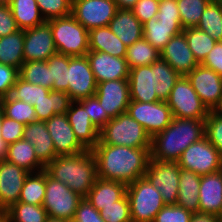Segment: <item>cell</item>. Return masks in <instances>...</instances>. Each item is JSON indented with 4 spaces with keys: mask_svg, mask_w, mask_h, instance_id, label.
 <instances>
[{
    "mask_svg": "<svg viewBox=\"0 0 222 222\" xmlns=\"http://www.w3.org/2000/svg\"><path fill=\"white\" fill-rule=\"evenodd\" d=\"M151 148H131L96 144L91 150L95 157L97 177L126 185L144 177Z\"/></svg>",
    "mask_w": 222,
    "mask_h": 222,
    "instance_id": "1",
    "label": "cell"
},
{
    "mask_svg": "<svg viewBox=\"0 0 222 222\" xmlns=\"http://www.w3.org/2000/svg\"><path fill=\"white\" fill-rule=\"evenodd\" d=\"M203 137H205V119L173 117L168 127L151 138L150 159L178 161L189 145Z\"/></svg>",
    "mask_w": 222,
    "mask_h": 222,
    "instance_id": "2",
    "label": "cell"
},
{
    "mask_svg": "<svg viewBox=\"0 0 222 222\" xmlns=\"http://www.w3.org/2000/svg\"><path fill=\"white\" fill-rule=\"evenodd\" d=\"M45 171L83 198L87 196L97 178L96 161L91 150L57 156L45 166Z\"/></svg>",
    "mask_w": 222,
    "mask_h": 222,
    "instance_id": "3",
    "label": "cell"
},
{
    "mask_svg": "<svg viewBox=\"0 0 222 222\" xmlns=\"http://www.w3.org/2000/svg\"><path fill=\"white\" fill-rule=\"evenodd\" d=\"M131 148H151V137L127 112L110 119L99 131V142Z\"/></svg>",
    "mask_w": 222,
    "mask_h": 222,
    "instance_id": "4",
    "label": "cell"
},
{
    "mask_svg": "<svg viewBox=\"0 0 222 222\" xmlns=\"http://www.w3.org/2000/svg\"><path fill=\"white\" fill-rule=\"evenodd\" d=\"M59 54L76 57L89 51V31L72 15L47 21Z\"/></svg>",
    "mask_w": 222,
    "mask_h": 222,
    "instance_id": "5",
    "label": "cell"
},
{
    "mask_svg": "<svg viewBox=\"0 0 222 222\" xmlns=\"http://www.w3.org/2000/svg\"><path fill=\"white\" fill-rule=\"evenodd\" d=\"M126 195L132 222H153L166 205L159 190L145 176L127 185Z\"/></svg>",
    "mask_w": 222,
    "mask_h": 222,
    "instance_id": "6",
    "label": "cell"
},
{
    "mask_svg": "<svg viewBox=\"0 0 222 222\" xmlns=\"http://www.w3.org/2000/svg\"><path fill=\"white\" fill-rule=\"evenodd\" d=\"M166 102L173 117L179 119H206L210 112L186 76L179 78Z\"/></svg>",
    "mask_w": 222,
    "mask_h": 222,
    "instance_id": "7",
    "label": "cell"
},
{
    "mask_svg": "<svg viewBox=\"0 0 222 222\" xmlns=\"http://www.w3.org/2000/svg\"><path fill=\"white\" fill-rule=\"evenodd\" d=\"M82 199L83 197L46 172V191L42 206L48 216L66 221L73 220Z\"/></svg>",
    "mask_w": 222,
    "mask_h": 222,
    "instance_id": "8",
    "label": "cell"
},
{
    "mask_svg": "<svg viewBox=\"0 0 222 222\" xmlns=\"http://www.w3.org/2000/svg\"><path fill=\"white\" fill-rule=\"evenodd\" d=\"M177 162L200 176L222 170V155L206 137L189 145Z\"/></svg>",
    "mask_w": 222,
    "mask_h": 222,
    "instance_id": "9",
    "label": "cell"
},
{
    "mask_svg": "<svg viewBox=\"0 0 222 222\" xmlns=\"http://www.w3.org/2000/svg\"><path fill=\"white\" fill-rule=\"evenodd\" d=\"M180 170L177 161L149 160L145 177L159 190L165 204L177 202Z\"/></svg>",
    "mask_w": 222,
    "mask_h": 222,
    "instance_id": "10",
    "label": "cell"
},
{
    "mask_svg": "<svg viewBox=\"0 0 222 222\" xmlns=\"http://www.w3.org/2000/svg\"><path fill=\"white\" fill-rule=\"evenodd\" d=\"M127 113L143 126L151 138L168 127L173 119L165 101L144 103L130 100Z\"/></svg>",
    "mask_w": 222,
    "mask_h": 222,
    "instance_id": "11",
    "label": "cell"
},
{
    "mask_svg": "<svg viewBox=\"0 0 222 222\" xmlns=\"http://www.w3.org/2000/svg\"><path fill=\"white\" fill-rule=\"evenodd\" d=\"M114 0H72V16L88 31L108 26L115 16Z\"/></svg>",
    "mask_w": 222,
    "mask_h": 222,
    "instance_id": "12",
    "label": "cell"
},
{
    "mask_svg": "<svg viewBox=\"0 0 222 222\" xmlns=\"http://www.w3.org/2000/svg\"><path fill=\"white\" fill-rule=\"evenodd\" d=\"M68 92L72 101L94 96L97 83L90 68L87 56H69Z\"/></svg>",
    "mask_w": 222,
    "mask_h": 222,
    "instance_id": "13",
    "label": "cell"
},
{
    "mask_svg": "<svg viewBox=\"0 0 222 222\" xmlns=\"http://www.w3.org/2000/svg\"><path fill=\"white\" fill-rule=\"evenodd\" d=\"M186 77L207 109L212 111L222 100L221 75L199 64Z\"/></svg>",
    "mask_w": 222,
    "mask_h": 222,
    "instance_id": "14",
    "label": "cell"
},
{
    "mask_svg": "<svg viewBox=\"0 0 222 222\" xmlns=\"http://www.w3.org/2000/svg\"><path fill=\"white\" fill-rule=\"evenodd\" d=\"M95 96L111 119L126 113L130 103L128 79L97 83Z\"/></svg>",
    "mask_w": 222,
    "mask_h": 222,
    "instance_id": "15",
    "label": "cell"
},
{
    "mask_svg": "<svg viewBox=\"0 0 222 222\" xmlns=\"http://www.w3.org/2000/svg\"><path fill=\"white\" fill-rule=\"evenodd\" d=\"M50 24H43L24 30V62L47 61L57 54Z\"/></svg>",
    "mask_w": 222,
    "mask_h": 222,
    "instance_id": "16",
    "label": "cell"
},
{
    "mask_svg": "<svg viewBox=\"0 0 222 222\" xmlns=\"http://www.w3.org/2000/svg\"><path fill=\"white\" fill-rule=\"evenodd\" d=\"M29 172L7 160L0 161V212H5L19 200Z\"/></svg>",
    "mask_w": 222,
    "mask_h": 222,
    "instance_id": "17",
    "label": "cell"
},
{
    "mask_svg": "<svg viewBox=\"0 0 222 222\" xmlns=\"http://www.w3.org/2000/svg\"><path fill=\"white\" fill-rule=\"evenodd\" d=\"M86 56L96 83L128 79L130 68L125 57H115L105 52L91 50Z\"/></svg>",
    "mask_w": 222,
    "mask_h": 222,
    "instance_id": "18",
    "label": "cell"
},
{
    "mask_svg": "<svg viewBox=\"0 0 222 222\" xmlns=\"http://www.w3.org/2000/svg\"><path fill=\"white\" fill-rule=\"evenodd\" d=\"M50 137L53 139L57 156L85 152L69 124L66 114H56L45 121Z\"/></svg>",
    "mask_w": 222,
    "mask_h": 222,
    "instance_id": "19",
    "label": "cell"
},
{
    "mask_svg": "<svg viewBox=\"0 0 222 222\" xmlns=\"http://www.w3.org/2000/svg\"><path fill=\"white\" fill-rule=\"evenodd\" d=\"M160 59L167 62L180 76H187L199 65L183 32L170 39L160 51Z\"/></svg>",
    "mask_w": 222,
    "mask_h": 222,
    "instance_id": "20",
    "label": "cell"
},
{
    "mask_svg": "<svg viewBox=\"0 0 222 222\" xmlns=\"http://www.w3.org/2000/svg\"><path fill=\"white\" fill-rule=\"evenodd\" d=\"M66 115L80 144L86 150H92L99 142V130L91 122L85 108L78 101H72Z\"/></svg>",
    "mask_w": 222,
    "mask_h": 222,
    "instance_id": "21",
    "label": "cell"
},
{
    "mask_svg": "<svg viewBox=\"0 0 222 222\" xmlns=\"http://www.w3.org/2000/svg\"><path fill=\"white\" fill-rule=\"evenodd\" d=\"M128 82L130 100L144 103L160 101L155 92L154 68L151 65L131 68Z\"/></svg>",
    "mask_w": 222,
    "mask_h": 222,
    "instance_id": "22",
    "label": "cell"
},
{
    "mask_svg": "<svg viewBox=\"0 0 222 222\" xmlns=\"http://www.w3.org/2000/svg\"><path fill=\"white\" fill-rule=\"evenodd\" d=\"M199 212L215 216L222 207V170L201 176Z\"/></svg>",
    "mask_w": 222,
    "mask_h": 222,
    "instance_id": "23",
    "label": "cell"
},
{
    "mask_svg": "<svg viewBox=\"0 0 222 222\" xmlns=\"http://www.w3.org/2000/svg\"><path fill=\"white\" fill-rule=\"evenodd\" d=\"M23 139L33 144L37 158L45 166L57 157L45 121L37 120L25 125Z\"/></svg>",
    "mask_w": 222,
    "mask_h": 222,
    "instance_id": "24",
    "label": "cell"
},
{
    "mask_svg": "<svg viewBox=\"0 0 222 222\" xmlns=\"http://www.w3.org/2000/svg\"><path fill=\"white\" fill-rule=\"evenodd\" d=\"M108 27L126 47L143 38V25L132 10L117 9Z\"/></svg>",
    "mask_w": 222,
    "mask_h": 222,
    "instance_id": "25",
    "label": "cell"
},
{
    "mask_svg": "<svg viewBox=\"0 0 222 222\" xmlns=\"http://www.w3.org/2000/svg\"><path fill=\"white\" fill-rule=\"evenodd\" d=\"M127 185L122 182L106 180L97 177L94 186L85 197L98 211L105 206L113 205L125 194Z\"/></svg>",
    "mask_w": 222,
    "mask_h": 222,
    "instance_id": "26",
    "label": "cell"
},
{
    "mask_svg": "<svg viewBox=\"0 0 222 222\" xmlns=\"http://www.w3.org/2000/svg\"><path fill=\"white\" fill-rule=\"evenodd\" d=\"M183 32L181 22H162L152 17L143 24V37L161 51L173 36Z\"/></svg>",
    "mask_w": 222,
    "mask_h": 222,
    "instance_id": "27",
    "label": "cell"
},
{
    "mask_svg": "<svg viewBox=\"0 0 222 222\" xmlns=\"http://www.w3.org/2000/svg\"><path fill=\"white\" fill-rule=\"evenodd\" d=\"M6 160L29 173L45 170V165L36 156L33 144L23 138L8 145Z\"/></svg>",
    "mask_w": 222,
    "mask_h": 222,
    "instance_id": "28",
    "label": "cell"
},
{
    "mask_svg": "<svg viewBox=\"0 0 222 222\" xmlns=\"http://www.w3.org/2000/svg\"><path fill=\"white\" fill-rule=\"evenodd\" d=\"M201 176L181 168L179 180V192L176 205L185 208L192 213H199V188Z\"/></svg>",
    "mask_w": 222,
    "mask_h": 222,
    "instance_id": "29",
    "label": "cell"
},
{
    "mask_svg": "<svg viewBox=\"0 0 222 222\" xmlns=\"http://www.w3.org/2000/svg\"><path fill=\"white\" fill-rule=\"evenodd\" d=\"M89 50L105 52L115 57H126L127 47L108 26H104L89 31Z\"/></svg>",
    "mask_w": 222,
    "mask_h": 222,
    "instance_id": "30",
    "label": "cell"
},
{
    "mask_svg": "<svg viewBox=\"0 0 222 222\" xmlns=\"http://www.w3.org/2000/svg\"><path fill=\"white\" fill-rule=\"evenodd\" d=\"M24 30L0 37V63L20 70L24 63Z\"/></svg>",
    "mask_w": 222,
    "mask_h": 222,
    "instance_id": "31",
    "label": "cell"
},
{
    "mask_svg": "<svg viewBox=\"0 0 222 222\" xmlns=\"http://www.w3.org/2000/svg\"><path fill=\"white\" fill-rule=\"evenodd\" d=\"M13 17L20 30H26L45 22L36 0H9Z\"/></svg>",
    "mask_w": 222,
    "mask_h": 222,
    "instance_id": "32",
    "label": "cell"
},
{
    "mask_svg": "<svg viewBox=\"0 0 222 222\" xmlns=\"http://www.w3.org/2000/svg\"><path fill=\"white\" fill-rule=\"evenodd\" d=\"M72 100L64 91L51 90L41 101L34 103L38 121H47L56 114H66Z\"/></svg>",
    "mask_w": 222,
    "mask_h": 222,
    "instance_id": "33",
    "label": "cell"
},
{
    "mask_svg": "<svg viewBox=\"0 0 222 222\" xmlns=\"http://www.w3.org/2000/svg\"><path fill=\"white\" fill-rule=\"evenodd\" d=\"M154 68L155 92L160 101H167L171 90L181 77L167 62L159 59L151 64Z\"/></svg>",
    "mask_w": 222,
    "mask_h": 222,
    "instance_id": "34",
    "label": "cell"
},
{
    "mask_svg": "<svg viewBox=\"0 0 222 222\" xmlns=\"http://www.w3.org/2000/svg\"><path fill=\"white\" fill-rule=\"evenodd\" d=\"M46 191V171L29 173L26 177L18 202L43 205Z\"/></svg>",
    "mask_w": 222,
    "mask_h": 222,
    "instance_id": "35",
    "label": "cell"
},
{
    "mask_svg": "<svg viewBox=\"0 0 222 222\" xmlns=\"http://www.w3.org/2000/svg\"><path fill=\"white\" fill-rule=\"evenodd\" d=\"M129 68L151 65L160 59V51L154 48L144 37L127 47L125 57Z\"/></svg>",
    "mask_w": 222,
    "mask_h": 222,
    "instance_id": "36",
    "label": "cell"
},
{
    "mask_svg": "<svg viewBox=\"0 0 222 222\" xmlns=\"http://www.w3.org/2000/svg\"><path fill=\"white\" fill-rule=\"evenodd\" d=\"M19 77L25 82L41 85L52 90L54 81H51V70L47 61H28L21 65Z\"/></svg>",
    "mask_w": 222,
    "mask_h": 222,
    "instance_id": "37",
    "label": "cell"
},
{
    "mask_svg": "<svg viewBox=\"0 0 222 222\" xmlns=\"http://www.w3.org/2000/svg\"><path fill=\"white\" fill-rule=\"evenodd\" d=\"M4 116L24 125L37 121L35 109L31 104L12 98L10 95L0 98Z\"/></svg>",
    "mask_w": 222,
    "mask_h": 222,
    "instance_id": "38",
    "label": "cell"
},
{
    "mask_svg": "<svg viewBox=\"0 0 222 222\" xmlns=\"http://www.w3.org/2000/svg\"><path fill=\"white\" fill-rule=\"evenodd\" d=\"M183 33L194 57L201 64L217 41L197 27L183 29Z\"/></svg>",
    "mask_w": 222,
    "mask_h": 222,
    "instance_id": "39",
    "label": "cell"
},
{
    "mask_svg": "<svg viewBox=\"0 0 222 222\" xmlns=\"http://www.w3.org/2000/svg\"><path fill=\"white\" fill-rule=\"evenodd\" d=\"M8 222H45L48 214L42 205L22 202L13 204L5 211Z\"/></svg>",
    "mask_w": 222,
    "mask_h": 222,
    "instance_id": "40",
    "label": "cell"
},
{
    "mask_svg": "<svg viewBox=\"0 0 222 222\" xmlns=\"http://www.w3.org/2000/svg\"><path fill=\"white\" fill-rule=\"evenodd\" d=\"M222 4L209 2L197 28L206 32L216 41H222Z\"/></svg>",
    "mask_w": 222,
    "mask_h": 222,
    "instance_id": "41",
    "label": "cell"
},
{
    "mask_svg": "<svg viewBox=\"0 0 222 222\" xmlns=\"http://www.w3.org/2000/svg\"><path fill=\"white\" fill-rule=\"evenodd\" d=\"M183 29L197 27L209 0H176Z\"/></svg>",
    "mask_w": 222,
    "mask_h": 222,
    "instance_id": "42",
    "label": "cell"
},
{
    "mask_svg": "<svg viewBox=\"0 0 222 222\" xmlns=\"http://www.w3.org/2000/svg\"><path fill=\"white\" fill-rule=\"evenodd\" d=\"M47 64L51 70V81H54L52 90L67 93L69 56L57 53L48 58Z\"/></svg>",
    "mask_w": 222,
    "mask_h": 222,
    "instance_id": "43",
    "label": "cell"
},
{
    "mask_svg": "<svg viewBox=\"0 0 222 222\" xmlns=\"http://www.w3.org/2000/svg\"><path fill=\"white\" fill-rule=\"evenodd\" d=\"M51 90L44 88L41 85H35L25 82L20 77L17 78L15 85L12 88L10 96L17 100H22L28 104L34 106L44 99L45 96L49 94Z\"/></svg>",
    "mask_w": 222,
    "mask_h": 222,
    "instance_id": "44",
    "label": "cell"
},
{
    "mask_svg": "<svg viewBox=\"0 0 222 222\" xmlns=\"http://www.w3.org/2000/svg\"><path fill=\"white\" fill-rule=\"evenodd\" d=\"M45 21L72 14V0H36Z\"/></svg>",
    "mask_w": 222,
    "mask_h": 222,
    "instance_id": "45",
    "label": "cell"
},
{
    "mask_svg": "<svg viewBox=\"0 0 222 222\" xmlns=\"http://www.w3.org/2000/svg\"><path fill=\"white\" fill-rule=\"evenodd\" d=\"M99 213L105 222H132L130 203L126 194L113 205L105 206Z\"/></svg>",
    "mask_w": 222,
    "mask_h": 222,
    "instance_id": "46",
    "label": "cell"
},
{
    "mask_svg": "<svg viewBox=\"0 0 222 222\" xmlns=\"http://www.w3.org/2000/svg\"><path fill=\"white\" fill-rule=\"evenodd\" d=\"M78 102L85 108L87 114L90 116L91 122L99 131L111 119L108 116L107 112L103 110L101 104L99 103L95 95L81 99Z\"/></svg>",
    "mask_w": 222,
    "mask_h": 222,
    "instance_id": "47",
    "label": "cell"
},
{
    "mask_svg": "<svg viewBox=\"0 0 222 222\" xmlns=\"http://www.w3.org/2000/svg\"><path fill=\"white\" fill-rule=\"evenodd\" d=\"M192 212L176 204H166L153 222H190Z\"/></svg>",
    "mask_w": 222,
    "mask_h": 222,
    "instance_id": "48",
    "label": "cell"
},
{
    "mask_svg": "<svg viewBox=\"0 0 222 222\" xmlns=\"http://www.w3.org/2000/svg\"><path fill=\"white\" fill-rule=\"evenodd\" d=\"M205 137L222 155V118L216 116L212 111L205 119Z\"/></svg>",
    "mask_w": 222,
    "mask_h": 222,
    "instance_id": "49",
    "label": "cell"
},
{
    "mask_svg": "<svg viewBox=\"0 0 222 222\" xmlns=\"http://www.w3.org/2000/svg\"><path fill=\"white\" fill-rule=\"evenodd\" d=\"M25 125L2 115V139L9 145L23 138Z\"/></svg>",
    "mask_w": 222,
    "mask_h": 222,
    "instance_id": "50",
    "label": "cell"
},
{
    "mask_svg": "<svg viewBox=\"0 0 222 222\" xmlns=\"http://www.w3.org/2000/svg\"><path fill=\"white\" fill-rule=\"evenodd\" d=\"M19 77V70L15 67L0 63V98L9 96Z\"/></svg>",
    "mask_w": 222,
    "mask_h": 222,
    "instance_id": "51",
    "label": "cell"
},
{
    "mask_svg": "<svg viewBox=\"0 0 222 222\" xmlns=\"http://www.w3.org/2000/svg\"><path fill=\"white\" fill-rule=\"evenodd\" d=\"M73 221L75 222H105L99 211L83 198L76 209Z\"/></svg>",
    "mask_w": 222,
    "mask_h": 222,
    "instance_id": "52",
    "label": "cell"
},
{
    "mask_svg": "<svg viewBox=\"0 0 222 222\" xmlns=\"http://www.w3.org/2000/svg\"><path fill=\"white\" fill-rule=\"evenodd\" d=\"M158 6V0H138L131 10L143 25L152 17H156Z\"/></svg>",
    "mask_w": 222,
    "mask_h": 222,
    "instance_id": "53",
    "label": "cell"
},
{
    "mask_svg": "<svg viewBox=\"0 0 222 222\" xmlns=\"http://www.w3.org/2000/svg\"><path fill=\"white\" fill-rule=\"evenodd\" d=\"M156 18L162 22H181L176 0L159 1Z\"/></svg>",
    "mask_w": 222,
    "mask_h": 222,
    "instance_id": "54",
    "label": "cell"
},
{
    "mask_svg": "<svg viewBox=\"0 0 222 222\" xmlns=\"http://www.w3.org/2000/svg\"><path fill=\"white\" fill-rule=\"evenodd\" d=\"M19 29L8 3L0 4V37L10 35Z\"/></svg>",
    "mask_w": 222,
    "mask_h": 222,
    "instance_id": "55",
    "label": "cell"
},
{
    "mask_svg": "<svg viewBox=\"0 0 222 222\" xmlns=\"http://www.w3.org/2000/svg\"><path fill=\"white\" fill-rule=\"evenodd\" d=\"M201 65L222 76V41H217Z\"/></svg>",
    "mask_w": 222,
    "mask_h": 222,
    "instance_id": "56",
    "label": "cell"
},
{
    "mask_svg": "<svg viewBox=\"0 0 222 222\" xmlns=\"http://www.w3.org/2000/svg\"><path fill=\"white\" fill-rule=\"evenodd\" d=\"M190 222H218L217 216L208 213H193Z\"/></svg>",
    "mask_w": 222,
    "mask_h": 222,
    "instance_id": "57",
    "label": "cell"
},
{
    "mask_svg": "<svg viewBox=\"0 0 222 222\" xmlns=\"http://www.w3.org/2000/svg\"><path fill=\"white\" fill-rule=\"evenodd\" d=\"M2 115H3V110L0 105V161L1 160H6L7 157V151H8V144L2 139Z\"/></svg>",
    "mask_w": 222,
    "mask_h": 222,
    "instance_id": "58",
    "label": "cell"
},
{
    "mask_svg": "<svg viewBox=\"0 0 222 222\" xmlns=\"http://www.w3.org/2000/svg\"><path fill=\"white\" fill-rule=\"evenodd\" d=\"M138 0H114L117 9L131 10Z\"/></svg>",
    "mask_w": 222,
    "mask_h": 222,
    "instance_id": "59",
    "label": "cell"
},
{
    "mask_svg": "<svg viewBox=\"0 0 222 222\" xmlns=\"http://www.w3.org/2000/svg\"><path fill=\"white\" fill-rule=\"evenodd\" d=\"M212 112L218 116L219 118H222V100L218 103V105L212 110Z\"/></svg>",
    "mask_w": 222,
    "mask_h": 222,
    "instance_id": "60",
    "label": "cell"
},
{
    "mask_svg": "<svg viewBox=\"0 0 222 222\" xmlns=\"http://www.w3.org/2000/svg\"><path fill=\"white\" fill-rule=\"evenodd\" d=\"M45 222H68V221L48 216Z\"/></svg>",
    "mask_w": 222,
    "mask_h": 222,
    "instance_id": "61",
    "label": "cell"
},
{
    "mask_svg": "<svg viewBox=\"0 0 222 222\" xmlns=\"http://www.w3.org/2000/svg\"><path fill=\"white\" fill-rule=\"evenodd\" d=\"M0 222H8L5 212H0Z\"/></svg>",
    "mask_w": 222,
    "mask_h": 222,
    "instance_id": "62",
    "label": "cell"
},
{
    "mask_svg": "<svg viewBox=\"0 0 222 222\" xmlns=\"http://www.w3.org/2000/svg\"><path fill=\"white\" fill-rule=\"evenodd\" d=\"M217 218H218V222H222V207H221L220 212L217 215Z\"/></svg>",
    "mask_w": 222,
    "mask_h": 222,
    "instance_id": "63",
    "label": "cell"
},
{
    "mask_svg": "<svg viewBox=\"0 0 222 222\" xmlns=\"http://www.w3.org/2000/svg\"><path fill=\"white\" fill-rule=\"evenodd\" d=\"M213 3L222 4V0H213Z\"/></svg>",
    "mask_w": 222,
    "mask_h": 222,
    "instance_id": "64",
    "label": "cell"
},
{
    "mask_svg": "<svg viewBox=\"0 0 222 222\" xmlns=\"http://www.w3.org/2000/svg\"><path fill=\"white\" fill-rule=\"evenodd\" d=\"M9 2V0H0V4H2V3H8Z\"/></svg>",
    "mask_w": 222,
    "mask_h": 222,
    "instance_id": "65",
    "label": "cell"
}]
</instances>
